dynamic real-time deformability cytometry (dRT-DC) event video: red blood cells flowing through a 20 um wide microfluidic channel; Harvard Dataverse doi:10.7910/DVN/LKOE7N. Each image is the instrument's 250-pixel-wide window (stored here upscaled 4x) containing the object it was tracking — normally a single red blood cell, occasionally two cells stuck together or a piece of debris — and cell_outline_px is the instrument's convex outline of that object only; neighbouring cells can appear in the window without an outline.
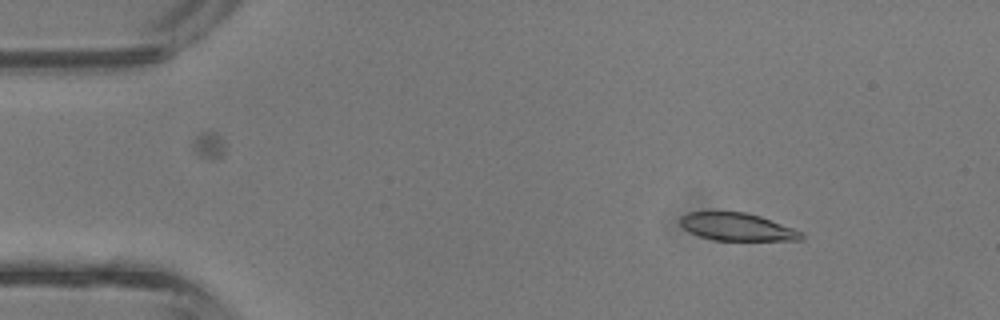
{"species": "common noctule bat (a hibernating species)", "species_latin": "Nyctalus noctula", "temperature_condition": "room temperature", "stored_images_in_passage": 4, "camera_frame_rate_fps": 3000, "um_per_image_px": 0.085, "animal": {"sex": "male", "body_mass_g": 13.3}, "frame": {"image": 1, "passage_image": 2, "time_ms": 0.333, "image_size_px": [1000, 320], "cell_outline_px": [[804, 240], [712, 240], [700, 236], [684, 228], [680, 224], [680, 216], [688, 212], [744, 212], [760, 216], [804, 232]], "centroid_in_image_um": [62.68, 19.29], "position_along_channel_um": 22.3, "area_um2": 19.42}}
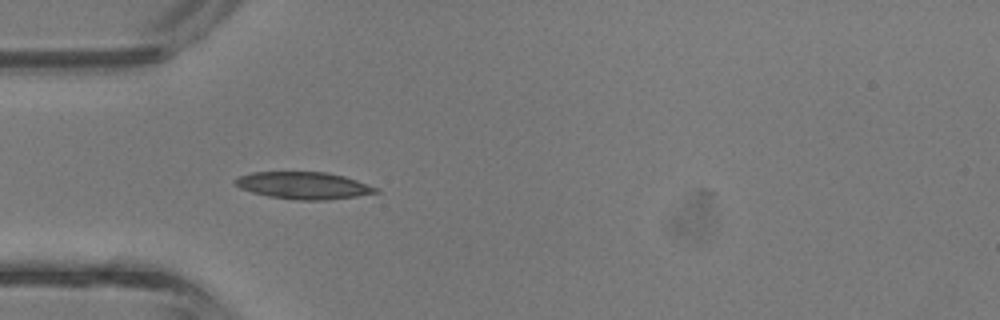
{"frame": {"image": 2, "passage_image": 4, "time_ms": 1.0, "image_size_px": [1000, 320], "cell_outline_px": [[380, 192], [356, 196], [328, 200], [296, 200], [268, 196], [252, 192], [240, 188], [232, 184], [232, 180], [236, 176], [252, 172], [328, 172], [344, 176], [380, 188]], "centroid_in_image_um": [25.77, 15.76], "position_along_channel_um": 59.2, "area_um2": 22.48}}